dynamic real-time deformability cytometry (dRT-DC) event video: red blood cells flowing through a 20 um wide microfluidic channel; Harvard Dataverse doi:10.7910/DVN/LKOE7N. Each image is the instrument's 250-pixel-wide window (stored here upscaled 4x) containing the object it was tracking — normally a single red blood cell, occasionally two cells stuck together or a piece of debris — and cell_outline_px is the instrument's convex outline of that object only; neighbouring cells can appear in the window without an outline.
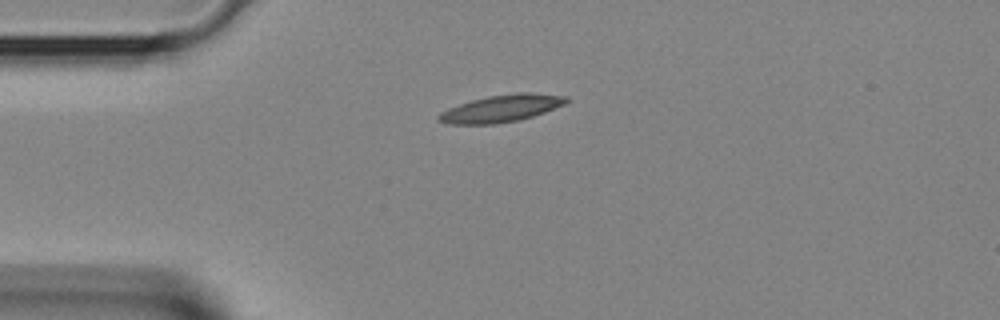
{"species": "Egyptian fruit bat (a non-hibernating species)", "species_latin": "Rousettus aegyptiacus", "temperature_condition": "room temperature", "stored_images_in_passage": 31, "camera_frame_rate_fps": 3000, "um_per_image_px": 0.085, "animal": {"sex": "female"}, "frame": {"image": 1, "passage_image": 1, "time_ms": 0.0, "image_size_px": [1000, 320], "cell_outline_px": [[572, 100], [564, 104], [544, 112], [532, 116], [516, 120], [496, 124], [448, 124], [436, 120], [436, 116], [440, 112], [448, 108], [472, 100], [488, 96], [516, 92], [532, 92], [568, 96]], "centroid_in_image_um": [42.62, 9.2], "position_along_channel_um": 42.4, "area_um2": 20.29}}
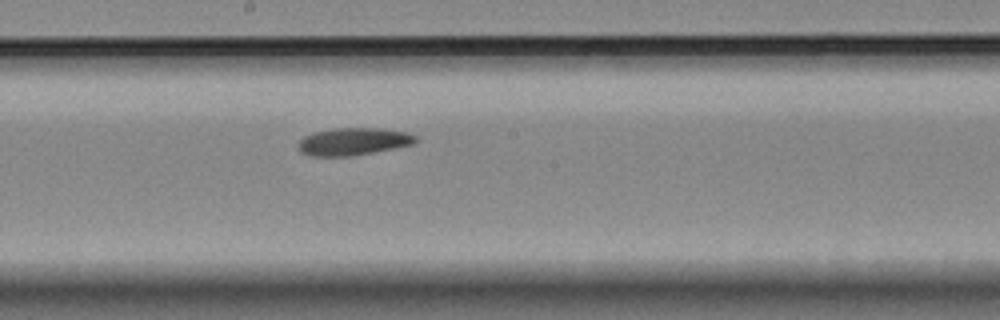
{"frame": {"image": 2, "passage_image": 13, "time_ms": 4.0, "image_size_px": [1000, 320], "cell_outline_px": [[416, 144], [396, 148], [348, 156], [312, 156], [300, 152], [296, 144], [304, 136], [316, 132], [332, 128], [380, 128], [408, 132], [416, 136]], "centroid_in_image_um": [30.04, 12.02], "position_along_channel_um": 218.2, "area_um2": 18.84}}
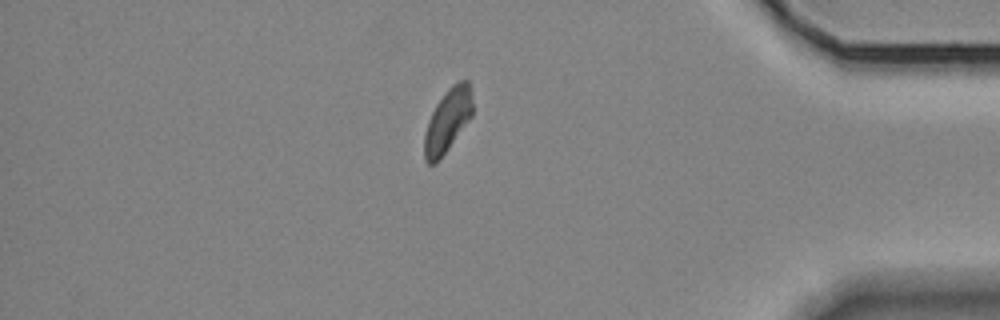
{"frame": {"image": 3, "passage_image": 26, "time_ms": 8.333, "image_size_px": [1000, 320], "cell_outline_px": [[472, 116], [436, 164], [428, 164], [424, 160], [424, 136], [428, 120], [436, 104], [448, 88], [456, 80], [468, 80], [472, 100]], "centroid_in_image_um": [38.03, 10.24], "position_along_channel_um": 397.2, "area_um2": 17.69}}